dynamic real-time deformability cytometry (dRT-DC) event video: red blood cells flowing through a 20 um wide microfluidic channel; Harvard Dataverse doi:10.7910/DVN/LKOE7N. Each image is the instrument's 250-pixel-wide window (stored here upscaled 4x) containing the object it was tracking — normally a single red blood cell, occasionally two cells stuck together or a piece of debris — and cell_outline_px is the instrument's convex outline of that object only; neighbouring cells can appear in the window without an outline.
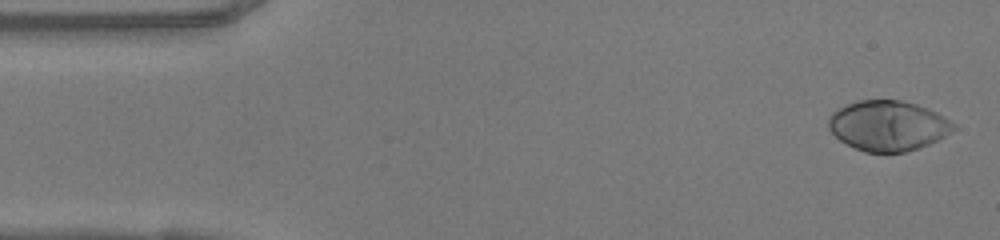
{"species": "human", "species_latin": "Homo sapiens", "temperature_condition": "warm", "stored_images_in_passage": 49, "camera_frame_rate_fps": 3000, "um_per_image_px": 0.085, "donor": {"sex": "female"}, "frame": {"image": 1, "passage_image": 2, "time_ms": 0.333, "image_size_px": [1000, 240], "cell_outline_px": [[956, 128], [952, 132], [920, 148], [904, 152], [864, 152], [840, 140], [828, 128], [828, 116], [836, 108], [860, 100], [900, 100], [916, 104], [928, 108], [944, 116], [956, 124]], "centroid_in_image_um": [75.48, 10.68], "position_along_channel_um": 9.5, "area_um2": 36.59}}
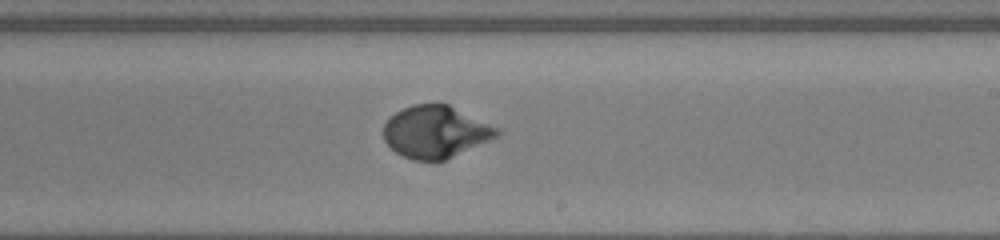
{"frame": {"image": 2, "passage_image": 28, "time_ms": 9.0, "image_size_px": [1000, 240], "cell_outline_px": [[500, 132], [496, 136], [488, 140], [444, 160], [412, 160], [396, 152], [384, 140], [384, 124], [388, 116], [412, 104], [448, 104], [500, 128]], "centroid_in_image_um": [36.99, 11.19], "position_along_channel_um": 252.0, "area_um2": 34.04}}
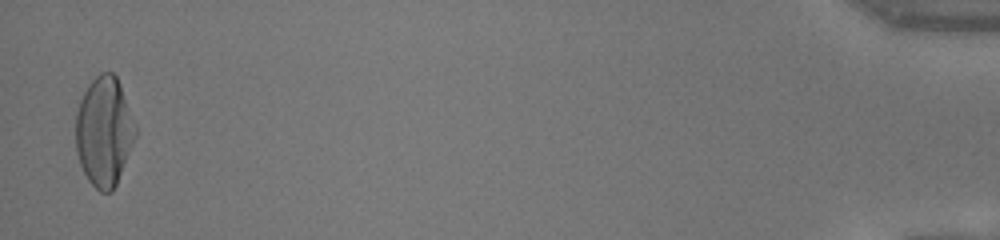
{"frame": {"image": 3, "passage_image": 48, "time_ms": 15.667, "image_size_px": [1000, 240], "cell_outline_px": [[136, 136], [116, 184], [112, 192], [100, 192], [88, 180], [80, 164], [76, 152], [76, 112], [80, 100], [84, 92], [92, 80], [100, 72], [112, 72], [116, 76], [120, 84], [136, 124]], "centroid_in_image_um": [8.85, 11.17], "position_along_channel_um": 426.4, "area_um2": 37.92}, "authors_computed_cell_mechanics": {"area_um2": 34.969, "velocity_mm_per_s": 4.1397, "shape_relaxation_time_tau1_ms": 3.9843, "shape_relaxation_time_tau2_ms": null, "deformation_change_tau1": 0.2545, "deformation_change_tau2": null}}